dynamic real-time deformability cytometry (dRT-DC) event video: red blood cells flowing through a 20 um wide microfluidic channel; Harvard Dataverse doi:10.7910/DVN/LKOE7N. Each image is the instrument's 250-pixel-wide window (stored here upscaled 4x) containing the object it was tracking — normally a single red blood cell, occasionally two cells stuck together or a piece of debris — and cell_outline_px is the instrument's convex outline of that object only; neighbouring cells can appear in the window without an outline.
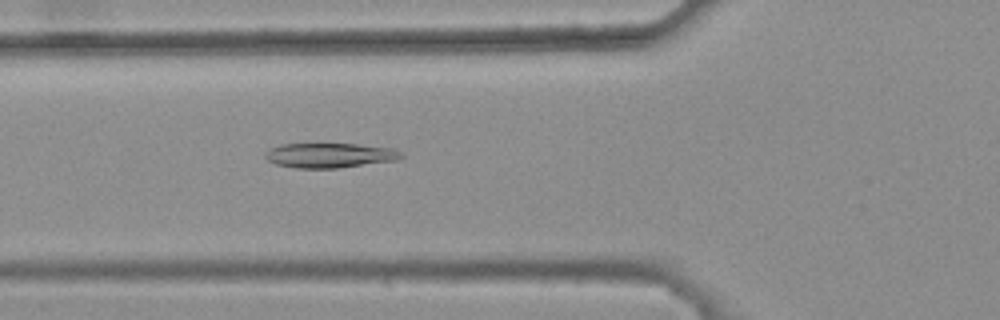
{"species": "common noctule bat (a hibernating species)", "species_latin": "Nyctalus noctula", "temperature_condition": "warm", "stored_images_in_passage": 36, "camera_frame_rate_fps": 3000, "um_per_image_px": 0.085, "animal": {"sex": "female", "body_mass_g": 25.1}, "frame": {"image": 1, "passage_image": 9, "time_ms": 2.667, "image_size_px": [1000, 320], "cell_outline_px": [[404, 156], [396, 160], [336, 168], [296, 168], [276, 164], [268, 160], [264, 156], [264, 152], [268, 148], [280, 144], [356, 144], [392, 148], [400, 152]], "centroid_in_image_um": [27.97, 13.2], "position_along_channel_um": 97.8, "area_um2": 19.54}}
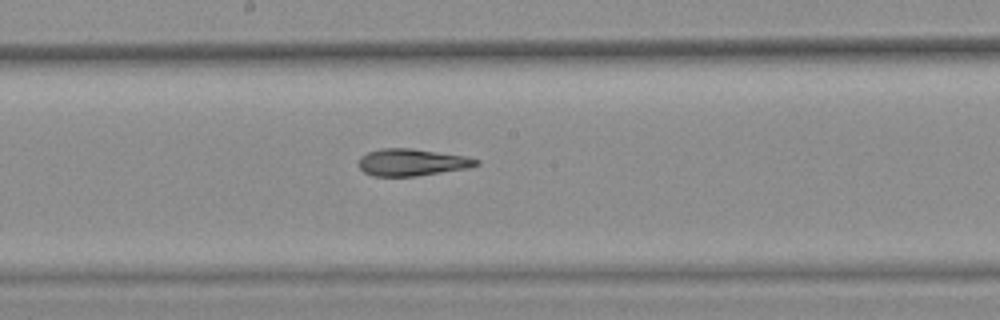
{"frame": {"image": 2, "passage_image": 18, "time_ms": 5.667, "image_size_px": [1000, 320], "cell_outline_px": [[480, 164], [468, 168], [416, 176], [372, 176], [364, 172], [360, 168], [360, 156], [368, 152], [380, 148], [412, 148], [468, 156], [480, 160]], "centroid_in_image_um": [35.04, 13.79], "position_along_channel_um": 213.2, "area_um2": 18.61}}
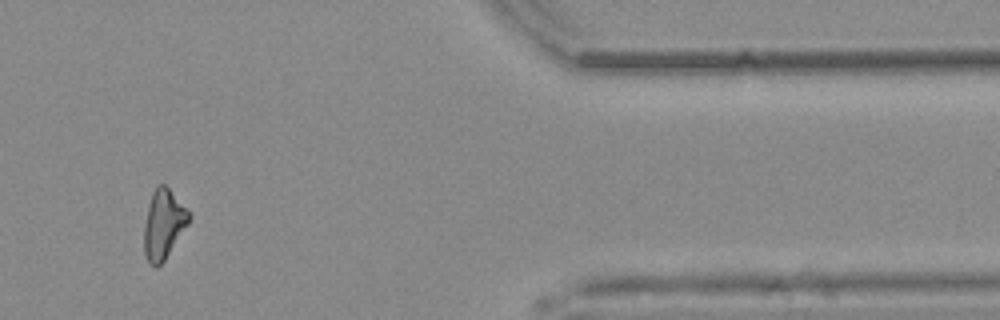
{"frame": {"image": 3, "passage_image": 35, "time_ms": 11.333, "image_size_px": [1000, 320], "cell_outline_px": [[192, 216], [188, 224], [164, 260], [160, 264], [152, 264], [148, 260], [144, 252], [144, 224], [148, 204], [152, 192], [160, 184], [164, 184], [168, 188]], "centroid_in_image_um": [13.89, 19.04], "position_along_channel_um": 397.5, "area_um2": 17.63}}